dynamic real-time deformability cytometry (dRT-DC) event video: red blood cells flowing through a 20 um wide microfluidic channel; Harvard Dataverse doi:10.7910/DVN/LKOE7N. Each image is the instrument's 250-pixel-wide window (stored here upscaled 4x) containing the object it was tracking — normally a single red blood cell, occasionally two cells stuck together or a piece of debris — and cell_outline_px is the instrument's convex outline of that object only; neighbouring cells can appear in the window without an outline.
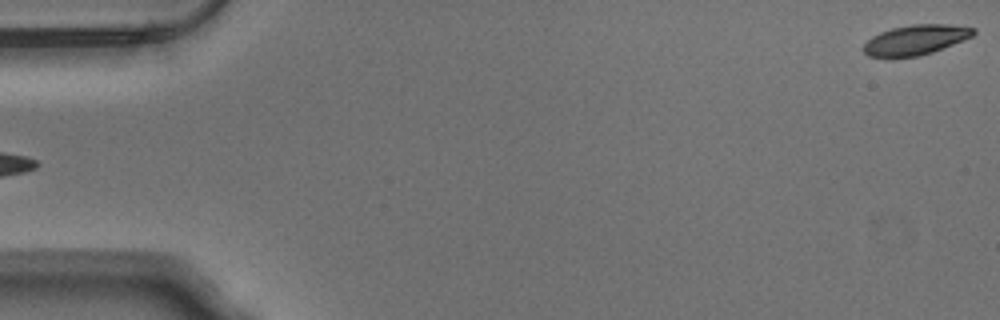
{"species": "Egyptian fruit bat (a non-hibernating species)", "species_latin": "Rousettus aegyptiacus", "temperature_condition": "warm", "stored_images_in_passage": 54, "camera_frame_rate_fps": 3000, "um_per_image_px": 0.085, "animal": {"sex": "male"}, "frame": {"image": 1, "passage_image": 1, "time_ms": 0.0, "image_size_px": [1000, 320], "cell_outline_px": [[976, 32], [972, 36], [932, 52], [916, 56], [868, 56], [864, 52], [864, 44], [872, 36], [880, 32], [892, 28], [912, 24], [952, 24], [976, 28]], "centroid_in_image_um": [77.85, 3.36], "position_along_channel_um": 7.2, "area_um2": 18.84}}
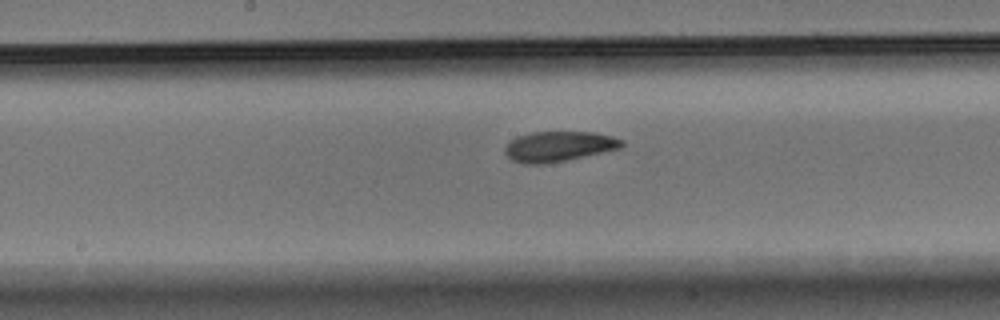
{"frame": {"image": 2, "passage_image": 28, "time_ms": 9.0, "image_size_px": [1000, 320], "cell_outline_px": [[624, 144], [620, 148], [568, 160], [544, 164], [524, 164], [512, 160], [504, 152], [504, 148], [516, 136], [532, 132], [596, 132], [612, 136], [624, 140]], "centroid_in_image_um": [47.5, 12.44], "position_along_channel_um": 200.7, "area_um2": 20.63}}
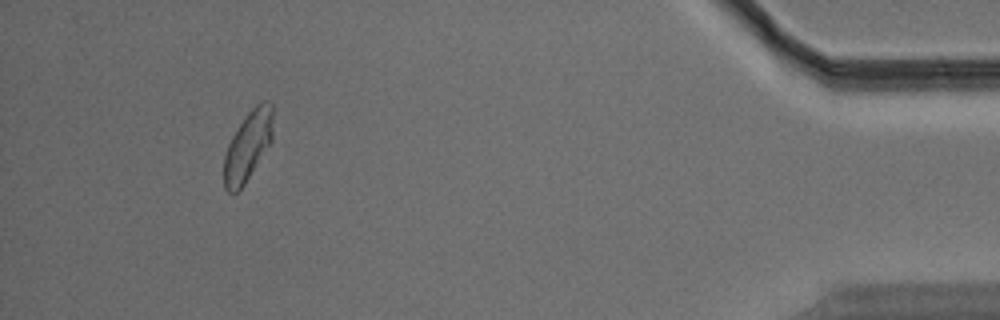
{"frame": {"image": 3, "passage_image": 50, "time_ms": 16.333, "image_size_px": [1000, 320], "cell_outline_px": [[272, 140], [244, 184], [236, 192], [228, 192], [224, 188], [224, 156], [228, 144], [232, 136], [248, 112], [260, 100], [268, 100], [272, 104]], "centroid_in_image_um": [21.07, 12.37], "position_along_channel_um": 414.1, "area_um2": 19.59}, "authors_computed_cell_mechanics": {"area_um2": 20.2011, "velocity_mm_per_s": 3.7859, "shape_relaxation_time_tau1_ms": 4.4926, "shape_relaxation_time_tau2_ms": 2.1722, "deformation_change_tau1": 0.1591, "deformation_change_tau2": 0.0822}}